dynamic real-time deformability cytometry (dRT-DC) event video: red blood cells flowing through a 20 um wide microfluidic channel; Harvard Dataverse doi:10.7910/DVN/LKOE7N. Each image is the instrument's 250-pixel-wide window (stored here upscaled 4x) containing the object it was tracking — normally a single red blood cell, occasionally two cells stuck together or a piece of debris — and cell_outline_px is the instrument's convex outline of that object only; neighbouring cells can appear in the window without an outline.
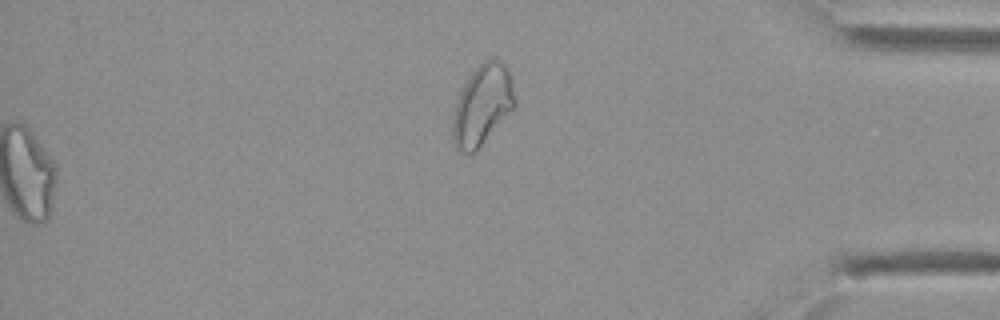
{"species": "Egyptian fruit bat (a non-hibernating species)", "species_latin": "Rousettus aegyptiacus", "temperature_condition": "cold", "stored_images_in_passage": 44, "segment_of_instrument_passage": [2, 2], "camera_frame_rate_fps": 3000, "um_per_image_px": 0.085, "animal": {"sex": "female"}, "frame": {"image": 1, "passage_image": 44, "time_ms": 14.333, "image_size_px": [1000, 320], "cell_outline_px": [[512, 108], [480, 144], [472, 152], [456, 152], [452, 140], [452, 120], [456, 104], [460, 92], [464, 84], [472, 72], [488, 56], [496, 56], [504, 64], [512, 80]], "centroid_in_image_um": [40.93, 8.87], "position_along_channel_um": 394.3, "area_um2": 28.09}}